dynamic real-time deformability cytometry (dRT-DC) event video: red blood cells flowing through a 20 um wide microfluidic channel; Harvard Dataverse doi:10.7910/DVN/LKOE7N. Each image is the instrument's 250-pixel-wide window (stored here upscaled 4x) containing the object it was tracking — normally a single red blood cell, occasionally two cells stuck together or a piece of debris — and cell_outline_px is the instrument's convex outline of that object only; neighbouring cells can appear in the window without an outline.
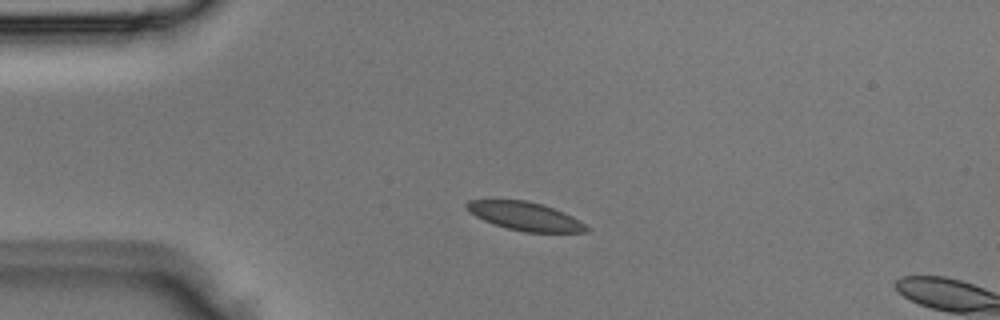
{"species": "Egyptian fruit bat (a non-hibernating species)", "species_latin": "Rousettus aegyptiacus", "temperature_condition": "room temperature", "stored_images_in_passage": 2, "camera_frame_rate_fps": 3000, "um_per_image_px": 0.085, "animal": {"sex": "male"}, "frame": {"image": 1, "passage_image": 1, "time_ms": 0.0, "image_size_px": [1000, 320], "cell_outline_px": [[592, 228], [588, 232], [524, 232], [508, 228], [484, 220], [468, 212], [464, 204], [468, 200], [524, 200], [544, 204], [564, 212], [580, 220]], "centroid_in_image_um": [44.68, 18.38], "position_along_channel_um": 40.3, "area_um2": 19.94}}